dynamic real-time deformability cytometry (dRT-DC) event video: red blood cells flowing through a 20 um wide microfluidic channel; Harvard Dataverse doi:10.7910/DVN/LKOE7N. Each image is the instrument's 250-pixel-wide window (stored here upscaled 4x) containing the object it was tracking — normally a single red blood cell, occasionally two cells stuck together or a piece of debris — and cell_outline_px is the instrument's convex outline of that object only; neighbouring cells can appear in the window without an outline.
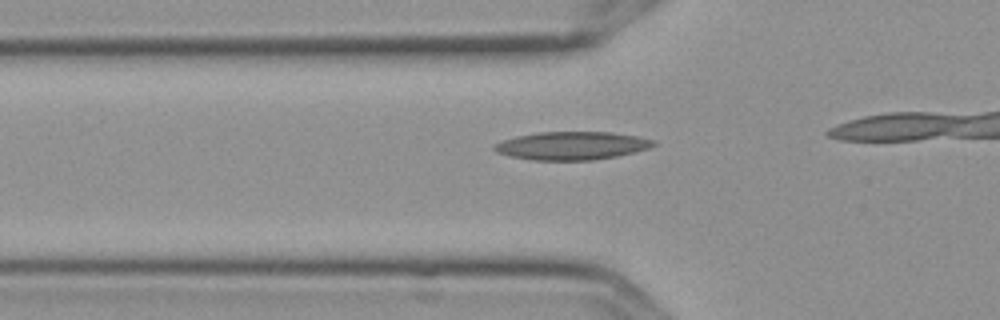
{"species": "Egyptian fruit bat (a non-hibernating species)", "species_latin": "Rousettus aegyptiacus", "temperature_condition": "cold", "stored_images_in_passage": 6, "camera_frame_rate_fps": 3000, "um_per_image_px": 0.085, "frame": {"image": 1, "passage_image": 3, "time_ms": 0.667, "image_size_px": [1000, 320], "cell_outline_px": [[656, 144], [648, 148], [616, 156], [592, 160], [532, 160], [508, 156], [496, 152], [492, 148], [492, 144], [500, 140], [516, 136], [540, 132], [612, 132], [636, 136], [656, 140]], "centroid_in_image_um": [48.53, 12.38], "position_along_channel_um": 77.3, "area_um2": 26.18}}